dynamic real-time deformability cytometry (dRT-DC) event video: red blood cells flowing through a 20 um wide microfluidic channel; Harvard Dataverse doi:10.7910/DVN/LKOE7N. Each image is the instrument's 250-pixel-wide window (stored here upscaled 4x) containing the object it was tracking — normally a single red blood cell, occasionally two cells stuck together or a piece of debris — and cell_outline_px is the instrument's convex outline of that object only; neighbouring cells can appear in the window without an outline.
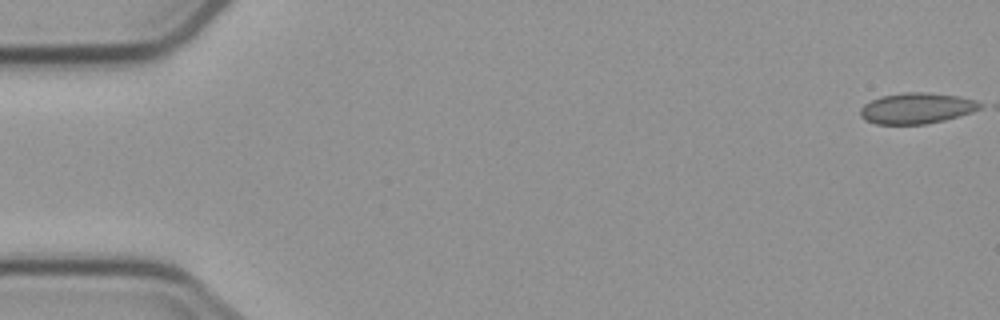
{"species": "common noctule bat (a hibernating species)", "species_latin": "Nyctalus noctula", "temperature_condition": "cold", "stored_images_in_passage": 5, "camera_frame_rate_fps": 3000, "um_per_image_px": 0.085, "animal": {"sex": "male", "body_mass_g": 23.1, "forearm_length_mm": 52.7}, "frame": {"image": 1, "passage_image": 1, "time_ms": 0.0, "image_size_px": [1000, 320], "cell_outline_px": [[984, 104], [980, 108], [972, 112], [960, 116], [944, 120], [924, 124], [876, 124], [864, 120], [860, 116], [860, 108], [864, 104], [880, 96], [904, 92], [924, 92], [960, 96], [976, 100]], "centroid_in_image_um": [77.92, 9.2], "position_along_channel_um": 7.1, "area_um2": 21.68}}